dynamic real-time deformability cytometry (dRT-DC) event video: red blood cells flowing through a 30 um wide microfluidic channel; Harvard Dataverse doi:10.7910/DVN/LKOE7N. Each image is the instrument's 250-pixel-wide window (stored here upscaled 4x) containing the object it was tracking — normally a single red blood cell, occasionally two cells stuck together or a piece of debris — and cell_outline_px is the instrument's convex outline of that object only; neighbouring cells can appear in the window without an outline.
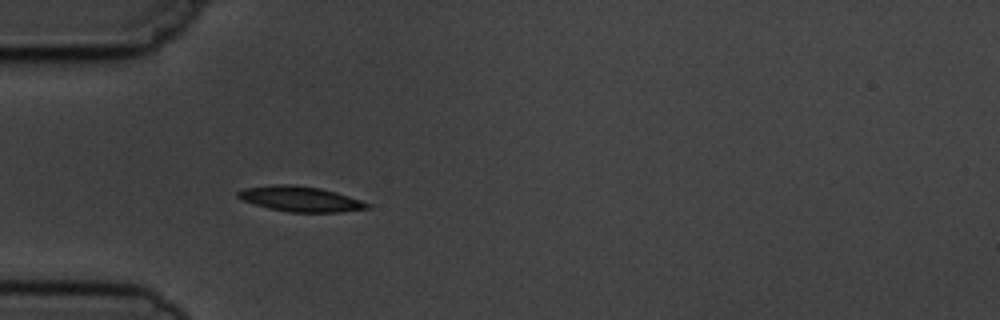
{"species": "common noctule bat (a hibernating species)", "species_latin": "Nyctalus noctula", "temperature_condition": "cold", "stored_images_in_passage": 4, "camera_frame_rate_fps": 3000, "um_per_image_px": 0.085, "animal": {"sex": "male", "body_mass_g": 19.5, "forearm_length_mm": 54.6}, "frame": {"image": 1, "passage_image": 4, "time_ms": 4.333, "image_size_px": [1000, 320], "cell_outline_px": [[372, 208], [340, 212], [288, 212], [268, 208], [240, 200], [236, 196], [236, 192], [244, 188], [276, 184], [292, 184], [320, 188], [336, 192], [372, 204]], "centroid_in_image_um": [25.52, 16.91], "position_along_channel_um": 59.5, "area_um2": 19.19}}